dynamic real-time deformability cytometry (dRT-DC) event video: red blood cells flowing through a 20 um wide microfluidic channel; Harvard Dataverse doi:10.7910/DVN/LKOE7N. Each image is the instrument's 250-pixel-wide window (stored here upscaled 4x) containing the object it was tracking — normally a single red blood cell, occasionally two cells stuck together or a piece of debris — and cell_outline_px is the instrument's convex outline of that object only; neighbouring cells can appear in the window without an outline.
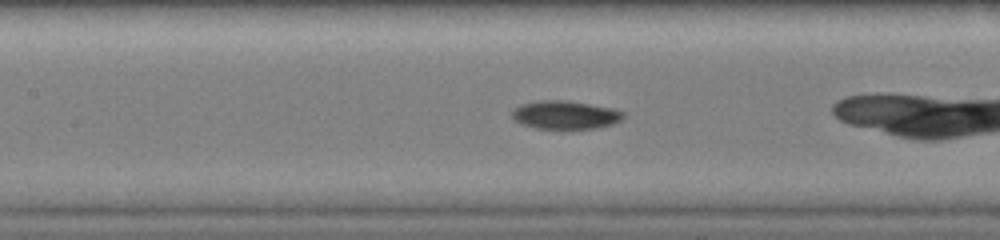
{"species": "common noctule bat (a hibernating species)", "species_latin": "Nyctalus noctula", "temperature_condition": "warm", "stored_images_in_passage": 8, "segment_of_instrument_passage": [2, 2], "camera_frame_rate_fps": 3000, "um_per_image_px": 0.085, "animal": {"sex": "female", "body_mass_g": 19.0, "forearm_length_mm": 51.5}, "frame": {"image": 1, "passage_image": 8, "time_ms": 2.333, "image_size_px": [1000, 240], "cell_outline_px": [[624, 116], [620, 120], [612, 124], [596, 128], [572, 132], [536, 128], [520, 124], [512, 116], [512, 112], [520, 104], [544, 100], [564, 100], [612, 108], [624, 112]], "centroid_in_image_um": [48.05, 9.82], "position_along_channel_um": 159.4, "area_um2": 18.9}}